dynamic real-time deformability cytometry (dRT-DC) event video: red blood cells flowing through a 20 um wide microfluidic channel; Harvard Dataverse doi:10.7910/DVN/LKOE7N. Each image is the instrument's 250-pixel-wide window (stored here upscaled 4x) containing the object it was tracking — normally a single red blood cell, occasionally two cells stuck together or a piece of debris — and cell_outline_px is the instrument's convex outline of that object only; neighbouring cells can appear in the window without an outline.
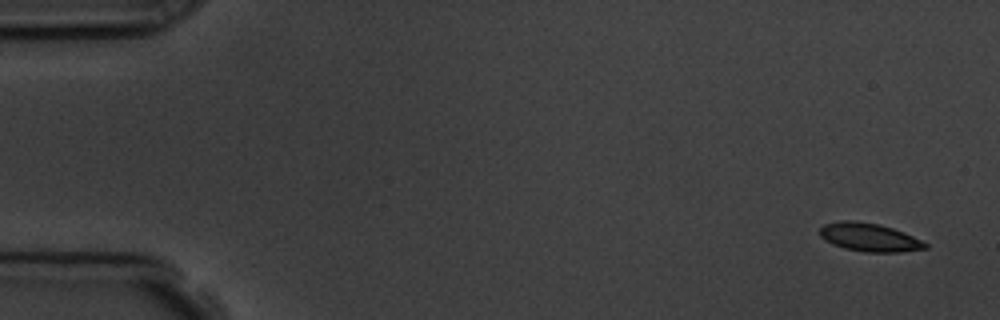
{"species": "common noctule bat (a hibernating species)", "species_latin": "Nyctalus noctula", "temperature_condition": "room temperature", "stored_images_in_passage": 5, "camera_frame_rate_fps": 3000, "um_per_image_px": 0.085, "animal": {"sex": "male", "body_mass_g": 19.5, "forearm_length_mm": 54.6}, "frame": {"image": 1, "passage_image": 1, "time_ms": 0.0, "image_size_px": [1000, 320], "cell_outline_px": [[928, 248], [900, 252], [864, 252], [844, 248], [832, 244], [824, 240], [820, 236], [820, 228], [824, 224], [840, 220], [856, 220], [880, 224], [904, 232], [928, 244]], "centroid_in_image_um": [73.87, 20.16], "position_along_channel_um": 11.1, "area_um2": 17.51}}
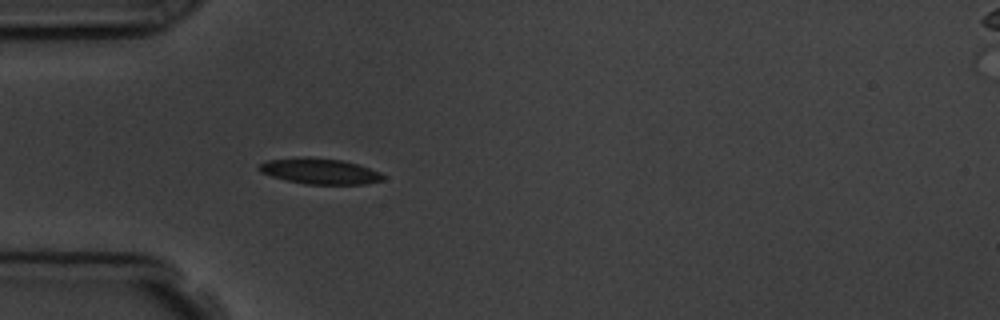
{"frame": {"image": 2, "passage_image": 5, "time_ms": 4.667, "image_size_px": [1000, 320], "cell_outline_px": [[384, 180], [364, 184], [304, 184], [272, 176], [260, 172], [256, 168], [260, 164], [268, 160], [304, 156], [308, 156], [340, 160], [356, 164], [380, 172], [384, 176]], "centroid_in_image_um": [27.15, 14.54], "position_along_channel_um": 57.8, "area_um2": 18.5}}